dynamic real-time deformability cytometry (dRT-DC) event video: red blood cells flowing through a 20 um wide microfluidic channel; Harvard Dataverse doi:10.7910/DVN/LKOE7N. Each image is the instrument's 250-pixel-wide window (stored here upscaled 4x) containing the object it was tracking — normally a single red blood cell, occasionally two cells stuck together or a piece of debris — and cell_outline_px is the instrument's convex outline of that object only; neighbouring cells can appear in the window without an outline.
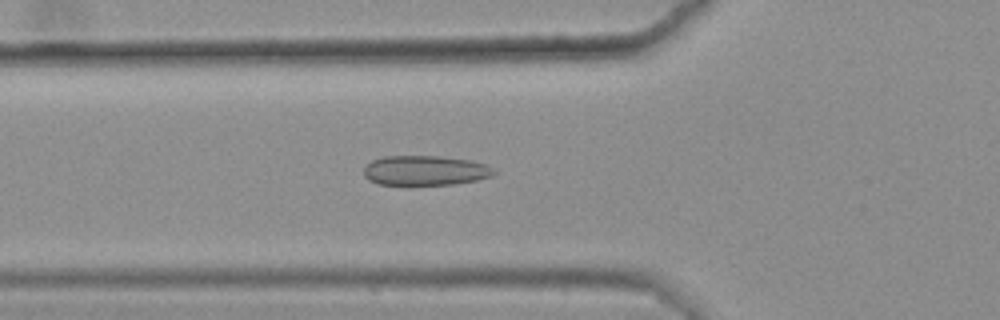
{"species": "common noctule bat (a hibernating species)", "species_latin": "Nyctalus noctula", "temperature_condition": "warm", "stored_images_in_passage": 49, "camera_frame_rate_fps": 3000, "um_per_image_px": 0.085, "animal": {"sex": "female", "body_mass_g": 25.1}, "frame": {"image": 1, "passage_image": 20, "time_ms": 6.333, "image_size_px": [1000, 320], "cell_outline_px": [[496, 172], [492, 176], [476, 180], [456, 184], [380, 184], [368, 180], [364, 176], [364, 164], [372, 160], [384, 156], [440, 156], [472, 160], [484, 164], [492, 168]], "centroid_in_image_um": [36.12, 14.48], "position_along_channel_um": 89.7, "area_um2": 22.6}}
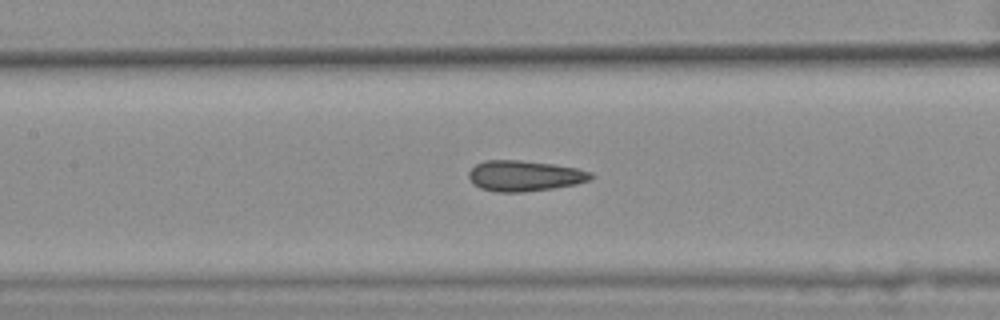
{"frame": {"image": 2, "passage_image": 26, "time_ms": 8.333, "image_size_px": [1000, 320], "cell_outline_px": [[596, 176], [588, 180], [576, 184], [552, 188], [524, 192], [496, 192], [480, 188], [468, 176], [468, 172], [476, 164], [484, 160], [520, 160], [552, 164], [576, 168], [592, 172]], "centroid_in_image_um": [44.59, 14.94], "position_along_channel_um": 162.8, "area_um2": 21.73}}
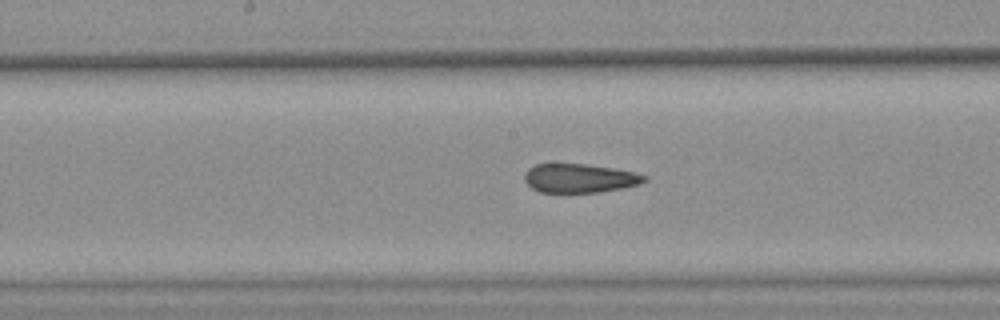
{"frame": {"image": 3, "passage_image": 29, "time_ms": 9.333, "image_size_px": [1000, 320], "cell_outline_px": [[648, 180], [640, 184], [600, 192], [540, 192], [532, 188], [524, 180], [524, 172], [528, 168], [536, 164], [584, 164], [612, 168], [632, 172], [648, 176]], "centroid_in_image_um": [49.25, 15.15], "position_along_channel_um": 199.0, "area_um2": 20.06}, "authors_computed_cell_mechanics": {"area_um2": 21.675, "velocity_mm_per_s": 3.6344, "shape_relaxation_time_tau1_ms": null, "shape_relaxation_time_tau2_ms": 2.3213, "deformation_change_tau1": null, "deformation_change_tau2": 0.1057}}